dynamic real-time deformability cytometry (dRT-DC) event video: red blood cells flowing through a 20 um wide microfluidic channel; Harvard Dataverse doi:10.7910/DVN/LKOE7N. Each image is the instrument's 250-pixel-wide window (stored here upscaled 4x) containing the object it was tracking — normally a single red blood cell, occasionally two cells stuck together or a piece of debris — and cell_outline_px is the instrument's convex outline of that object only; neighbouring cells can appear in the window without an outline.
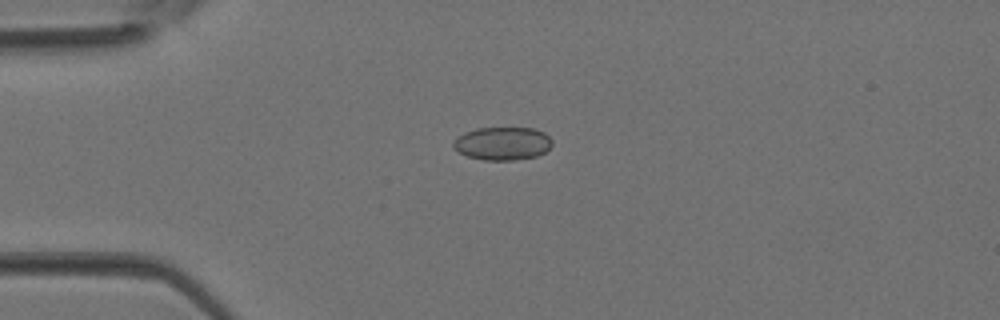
{"species": "Egyptian fruit bat (a non-hibernating species)", "species_latin": "Rousettus aegyptiacus", "temperature_condition": "room temperature", "stored_images_in_passage": 2, "camera_frame_rate_fps": 3000, "um_per_image_px": 0.085, "animal": {"sex": "female"}, "frame": {"image": 1, "passage_image": 2, "time_ms": 0.333, "image_size_px": [1000, 320], "cell_outline_px": [[552, 144], [544, 152], [536, 156], [512, 160], [484, 160], [468, 156], [452, 148], [452, 144], [464, 132], [476, 128], [532, 128], [544, 132], [552, 140]], "centroid_in_image_um": [42.71, 12.19], "position_along_channel_um": 42.3, "area_um2": 18.9}}